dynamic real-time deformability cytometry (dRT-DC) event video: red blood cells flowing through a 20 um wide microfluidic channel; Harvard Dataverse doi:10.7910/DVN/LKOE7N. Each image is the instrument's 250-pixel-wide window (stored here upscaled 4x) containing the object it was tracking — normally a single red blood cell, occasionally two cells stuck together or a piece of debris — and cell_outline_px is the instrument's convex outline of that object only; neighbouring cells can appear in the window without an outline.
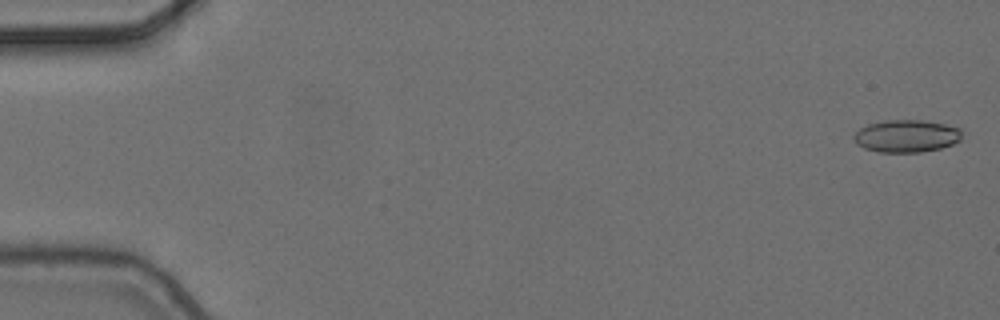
{"species": "common noctule bat (a hibernating species)", "species_latin": "Nyctalus noctula", "temperature_condition": "cold", "stored_images_in_passage": 7, "camera_frame_rate_fps": 3000, "um_per_image_px": 0.085, "animal": {"sex": "female", "body_mass_g": 24.6, "forearm_length_mm": 56.2}, "frame": {"image": 1, "passage_image": 1, "time_ms": 0.0, "image_size_px": [1000, 320], "cell_outline_px": [[960, 140], [952, 144], [940, 148], [920, 152], [880, 152], [864, 148], [856, 144], [852, 140], [852, 136], [860, 128], [868, 124], [884, 120], [920, 120], [944, 124], [960, 128]], "centroid_in_image_um": [76.99, 11.56], "position_along_channel_um": 8.0, "area_um2": 20.4}}
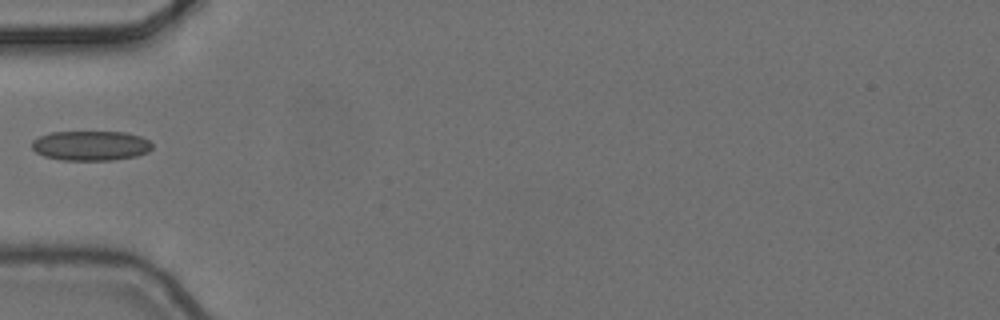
{"frame": {"image": 2, "passage_image": 6, "time_ms": 1.667, "image_size_px": [1000, 320], "cell_outline_px": [[152, 148], [148, 152], [136, 156], [112, 160], [64, 160], [44, 156], [36, 152], [32, 148], [32, 140], [40, 136], [52, 132], [124, 132], [140, 136], [148, 140], [152, 144]], "centroid_in_image_um": [7.72, 12.38], "position_along_channel_um": 77.3, "area_um2": 20.81}}
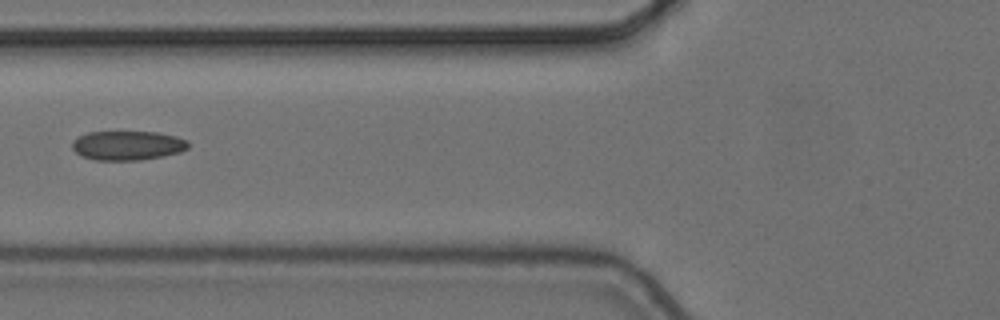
{"frame": {"image": 3, "passage_image": 7, "time_ms": 2.0, "image_size_px": [1000, 320], "cell_outline_px": [[188, 148], [180, 152], [164, 156], [140, 160], [96, 160], [84, 156], [76, 152], [72, 148], [72, 140], [76, 136], [88, 132], [160, 132], [176, 136], [188, 140]], "centroid_in_image_um": [10.85, 12.35], "position_along_channel_um": 115.0, "area_um2": 19.94}}